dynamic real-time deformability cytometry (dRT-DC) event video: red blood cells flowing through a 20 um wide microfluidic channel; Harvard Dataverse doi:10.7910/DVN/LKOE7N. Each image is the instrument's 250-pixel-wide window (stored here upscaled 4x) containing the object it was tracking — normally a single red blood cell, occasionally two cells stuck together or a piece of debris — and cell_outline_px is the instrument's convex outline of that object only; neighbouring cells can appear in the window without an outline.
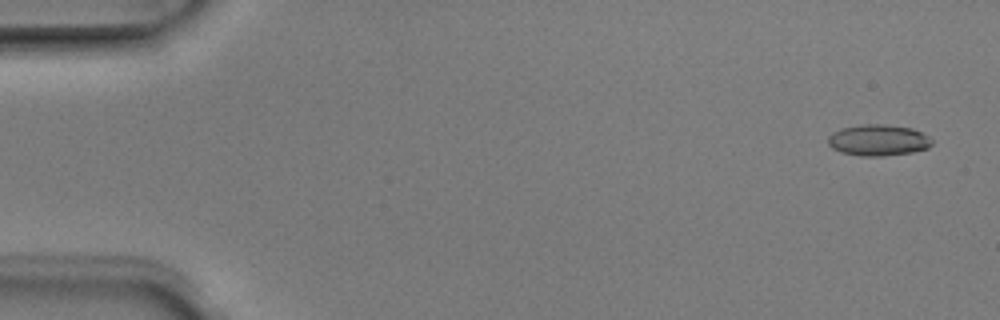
{"species": "Egyptian fruit bat (a non-hibernating species)", "species_latin": "Rousettus aegyptiacus", "temperature_condition": "room temperature", "stored_images_in_passage": 6, "camera_frame_rate_fps": 3000, "um_per_image_px": 0.085, "animal": {"sex": "male"}, "frame": {"image": 1, "passage_image": 1, "time_ms": 0.0, "image_size_px": [1000, 320], "cell_outline_px": [[932, 144], [928, 148], [912, 152], [884, 156], [860, 156], [840, 152], [832, 148], [828, 144], [828, 136], [832, 132], [840, 128], [860, 124], [884, 124], [912, 128], [928, 136], [932, 140]], "centroid_in_image_um": [74.62, 11.91], "position_along_channel_um": 10.4, "area_um2": 19.07}}
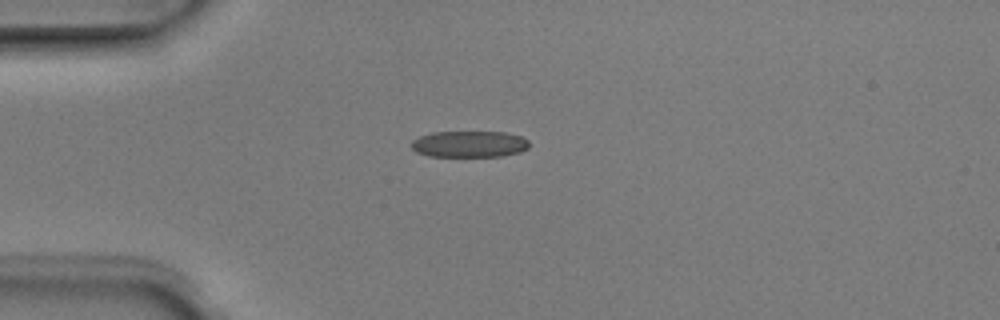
{"frame": {"image": 2, "passage_image": 4, "time_ms": 1.0, "image_size_px": [1000, 320], "cell_outline_px": [[528, 148], [520, 152], [500, 156], [428, 156], [416, 152], [412, 148], [412, 140], [420, 136], [432, 132], [508, 132], [520, 136], [528, 140]], "centroid_in_image_um": [39.89, 12.24], "position_along_channel_um": 45.1, "area_um2": 18.09}}
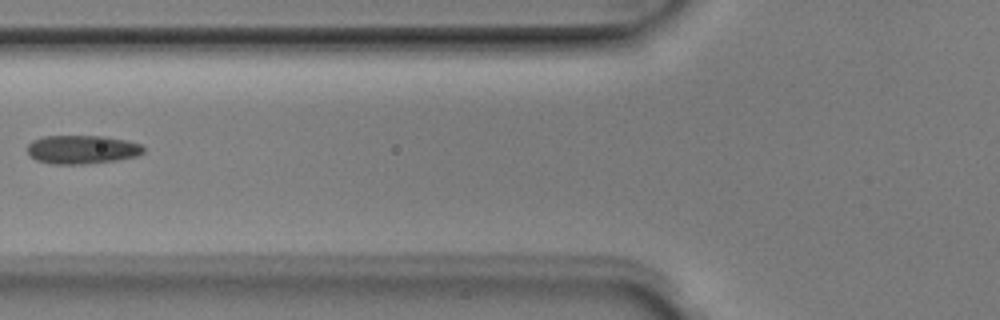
{"frame": {"image": 3, "passage_image": 6, "time_ms": 1.667, "image_size_px": [1000, 320], "cell_outline_px": [[144, 152], [136, 156], [116, 160], [84, 164], [52, 164], [36, 160], [28, 152], [28, 144], [32, 140], [44, 136], [104, 136], [128, 140], [140, 144], [144, 148]], "centroid_in_image_um": [6.98, 12.7], "position_along_channel_um": 118.8, "area_um2": 19.36}}